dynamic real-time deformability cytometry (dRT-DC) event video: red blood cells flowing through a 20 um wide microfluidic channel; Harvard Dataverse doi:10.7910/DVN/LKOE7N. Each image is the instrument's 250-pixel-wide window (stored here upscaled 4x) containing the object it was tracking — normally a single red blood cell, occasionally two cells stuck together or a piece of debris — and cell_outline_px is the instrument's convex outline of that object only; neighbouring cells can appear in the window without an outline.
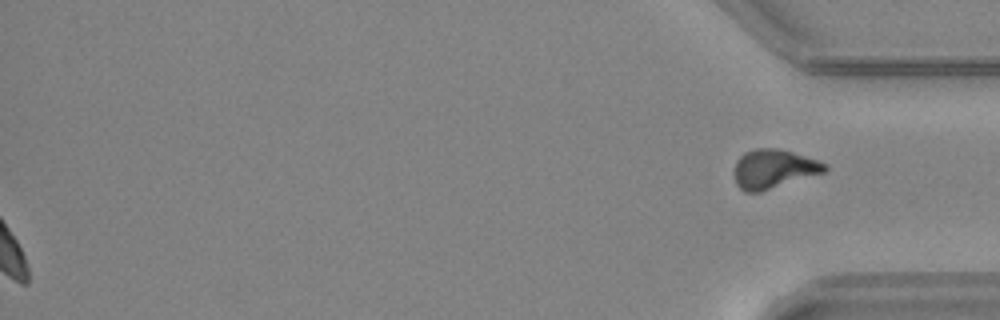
{"species": "common noctule bat (a hibernating species)", "species_latin": "Nyctalus noctula", "temperature_condition": "warm", "stored_images_in_passage": 46, "segment_of_instrument_passage": [2, 2], "camera_frame_rate_fps": 3000, "um_per_image_px": 0.085, "animal": {"sex": "female", "body_mass_g": 24.6, "forearm_length_mm": 56.2}, "frame": {"image": 1, "passage_image": 46, "time_ms": 15.0, "image_size_px": [1000, 320], "cell_outline_px": [[828, 168], [824, 172], [760, 192], [744, 192], [736, 184], [732, 172], [736, 160], [744, 152], [756, 148], [776, 148], [792, 152], [828, 164]], "centroid_in_image_um": [65.7, 14.36], "position_along_channel_um": 369.5, "area_um2": 20.63}}